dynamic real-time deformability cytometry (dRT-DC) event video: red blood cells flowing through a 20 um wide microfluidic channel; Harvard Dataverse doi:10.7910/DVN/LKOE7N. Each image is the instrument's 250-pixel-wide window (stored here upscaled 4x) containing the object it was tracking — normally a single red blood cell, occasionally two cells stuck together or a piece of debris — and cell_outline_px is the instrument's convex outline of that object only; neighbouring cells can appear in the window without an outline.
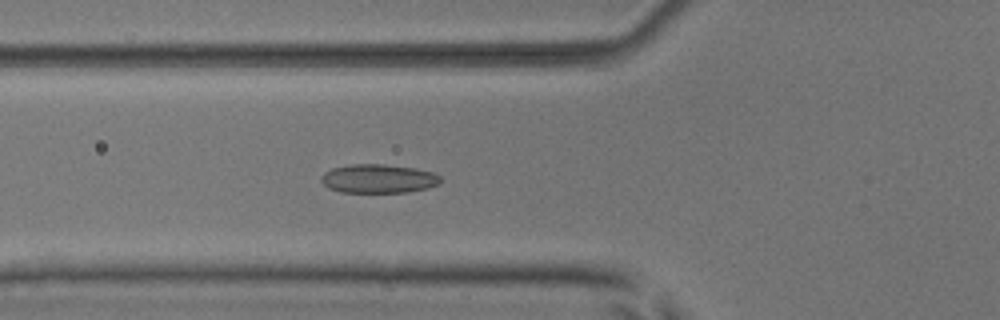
{"species": "common noctule bat (a hibernating species)", "species_latin": "Nyctalus noctula", "temperature_condition": "room temperature", "stored_images_in_passage": 33, "camera_frame_rate_fps": 3000, "um_per_image_px": 0.085, "animal": {"sex": "male", "body_mass_g": 17.9, "forearm_length_mm": 54.2}, "frame": {"image": 1, "passage_image": 11, "time_ms": 3.333, "image_size_px": [1000, 320], "cell_outline_px": [[440, 180], [436, 184], [428, 188], [408, 192], [340, 192], [328, 188], [320, 180], [320, 176], [324, 172], [332, 168], [352, 164], [384, 164], [416, 168], [432, 172], [440, 176]], "centroid_in_image_um": [32.13, 15.18], "position_along_channel_um": 93.7, "area_um2": 20.06}}
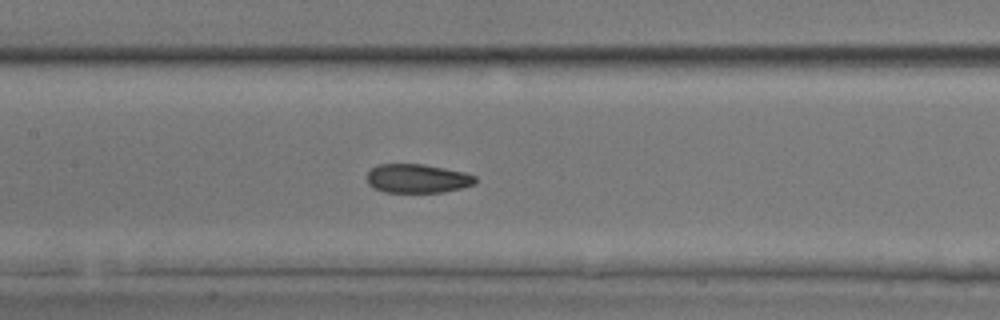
{"frame": {"image": 2, "passage_image": 17, "time_ms": 5.333, "image_size_px": [1000, 320], "cell_outline_px": [[476, 180], [472, 184], [460, 188], [444, 192], [384, 192], [372, 188], [368, 184], [368, 172], [376, 164], [424, 164], [464, 172], [476, 176]], "centroid_in_image_um": [35.44, 15.17], "position_along_channel_um": 172.0, "area_um2": 18.21}}
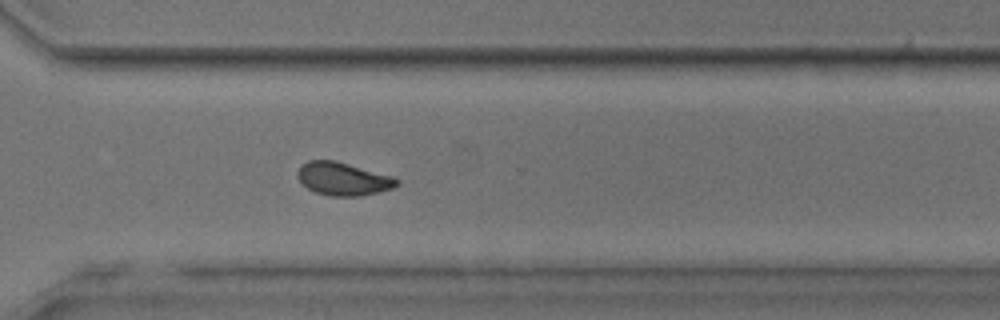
{"frame": {"image": 3, "passage_image": 30, "time_ms": 9.667, "image_size_px": [1000, 320], "cell_outline_px": [[400, 184], [392, 188], [360, 196], [332, 196], [316, 192], [308, 188], [296, 176], [300, 168], [308, 160], [336, 160], [392, 176], [400, 180]], "centroid_in_image_um": [29.19, 15.19], "position_along_channel_um": 341.4, "area_um2": 18.9}, "authors_computed_cell_mechanics": {"area_um2": 19.363, "velocity_mm_per_s": 3.9131, "shape_relaxation_time_tau1_ms": 9.6416, "shape_relaxation_time_tau2_ms": 1.5745, "deformation_change_tau1": 0.1876, "deformation_change_tau2": 0.0655}}